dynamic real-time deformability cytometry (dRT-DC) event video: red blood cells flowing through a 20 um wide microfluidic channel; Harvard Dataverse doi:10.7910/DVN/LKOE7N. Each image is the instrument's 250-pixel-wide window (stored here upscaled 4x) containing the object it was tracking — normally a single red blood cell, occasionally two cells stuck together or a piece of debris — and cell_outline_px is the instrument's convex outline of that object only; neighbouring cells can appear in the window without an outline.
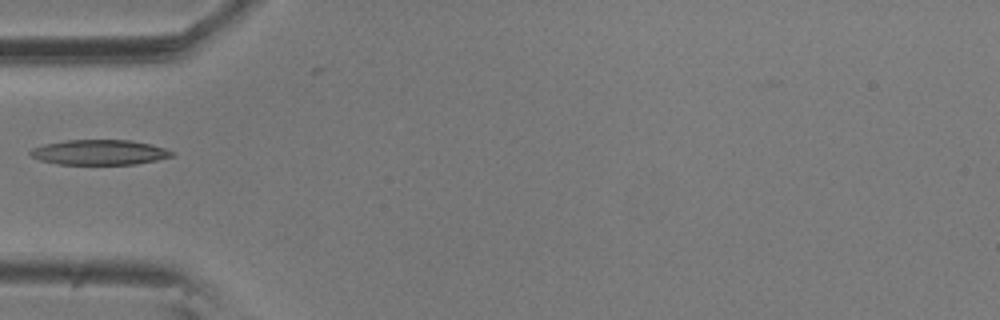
{"species": "common noctule bat (a hibernating species)", "species_latin": "Nyctalus noctula", "temperature_condition": "room temperature", "stored_images_in_passage": 1, "camera_frame_rate_fps": 3000, "um_per_image_px": 0.085, "animal": {"sex": "male", "body_mass_g": 20.5, "forearm_length_mm": 52.5}, "frame": {"image": 1, "passage_image": 1, "time_ms": 0.0, "image_size_px": [1000, 320], "cell_outline_px": [[176, 152], [172, 156], [156, 160], [136, 164], [56, 164], [40, 160], [32, 156], [28, 152], [32, 148], [44, 144], [68, 140], [132, 140], [152, 144]], "centroid_in_image_um": [8.46, 12.94], "position_along_channel_um": 76.5, "area_um2": 20.69}}